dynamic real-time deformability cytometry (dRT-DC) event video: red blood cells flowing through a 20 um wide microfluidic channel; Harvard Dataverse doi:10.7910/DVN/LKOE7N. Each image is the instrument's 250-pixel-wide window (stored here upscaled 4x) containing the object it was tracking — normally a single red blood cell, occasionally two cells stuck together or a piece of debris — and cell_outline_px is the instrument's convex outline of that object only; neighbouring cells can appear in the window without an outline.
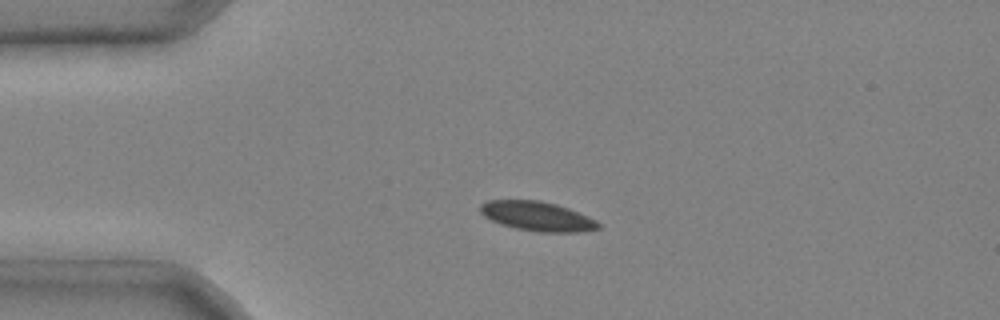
{"species": "common noctule bat (a hibernating species)", "species_latin": "Nyctalus noctula", "temperature_condition": "cold", "stored_images_in_passage": 3, "camera_frame_rate_fps": 3000, "um_per_image_px": 0.085, "animal": {"sex": "male", "body_mass_g": 20.4}, "frame": {"image": 1, "passage_image": 1, "time_ms": 0.0, "image_size_px": [1000, 320], "cell_outline_px": [[600, 228], [580, 232], [540, 232], [516, 228], [500, 224], [484, 216], [480, 212], [480, 204], [488, 200], [540, 200], [556, 204], [568, 208], [588, 216], [596, 220], [600, 224]], "centroid_in_image_um": [45.67, 18.38], "position_along_channel_um": 39.3, "area_um2": 20.23}}
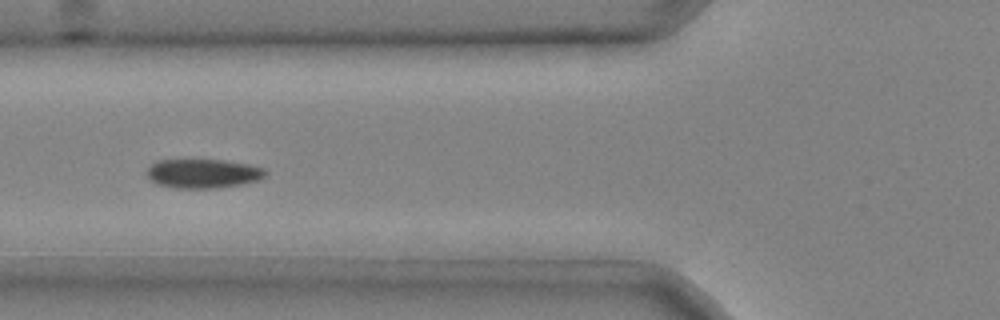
{"frame": {"image": 2, "passage_image": 3, "time_ms": 0.667, "image_size_px": [1000, 320], "cell_outline_px": [[268, 172], [264, 176], [256, 180], [240, 184], [216, 188], [172, 188], [156, 184], [148, 176], [148, 168], [156, 160], [184, 156], [224, 160], [248, 164], [264, 168]], "centroid_in_image_um": [17.19, 14.69], "position_along_channel_um": 108.6, "area_um2": 20.98}}